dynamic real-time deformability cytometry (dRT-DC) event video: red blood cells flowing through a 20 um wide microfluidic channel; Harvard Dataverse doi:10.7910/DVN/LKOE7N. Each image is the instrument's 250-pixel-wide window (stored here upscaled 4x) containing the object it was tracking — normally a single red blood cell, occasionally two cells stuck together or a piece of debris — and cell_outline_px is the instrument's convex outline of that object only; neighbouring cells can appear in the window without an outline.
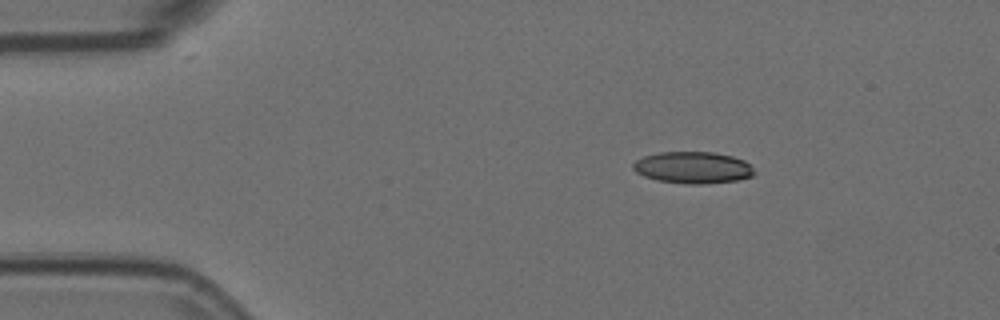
{"species": "Egyptian fruit bat (a non-hibernating species)", "species_latin": "Rousettus aegyptiacus", "temperature_condition": "room temperature", "stored_images_in_passage": 3, "camera_frame_rate_fps": 3000, "um_per_image_px": 0.085, "animal": {"sex": "female"}, "frame": {"image": 1, "passage_image": 1, "time_ms": 0.0, "image_size_px": [1000, 320], "cell_outline_px": [[756, 172], [752, 176], [736, 180], [704, 184], [684, 184], [656, 180], [644, 176], [636, 172], [632, 168], [632, 164], [636, 160], [644, 156], [660, 152], [712, 152], [732, 156], [744, 160]], "centroid_in_image_um": [58.87, 14.25], "position_along_channel_um": 26.1, "area_um2": 22.43}}